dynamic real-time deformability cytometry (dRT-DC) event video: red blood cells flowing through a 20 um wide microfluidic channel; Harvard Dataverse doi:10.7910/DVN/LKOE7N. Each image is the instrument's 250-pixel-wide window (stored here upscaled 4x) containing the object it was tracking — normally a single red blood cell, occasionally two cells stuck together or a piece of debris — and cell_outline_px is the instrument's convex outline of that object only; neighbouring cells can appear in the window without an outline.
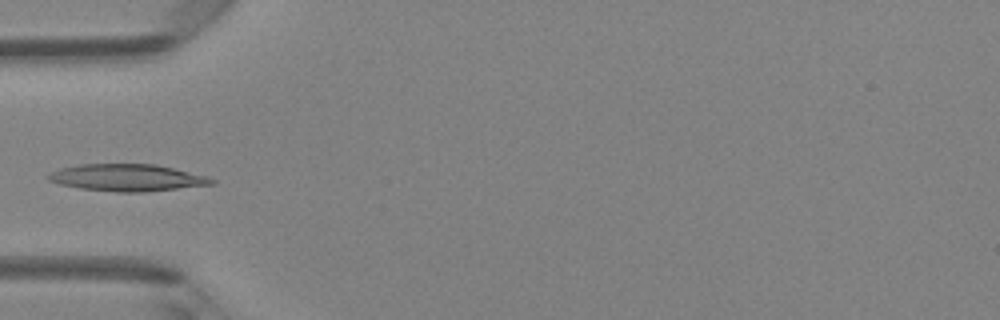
{"species": "Egyptian fruit bat (a non-hibernating species)", "species_latin": "Rousettus aegyptiacus", "temperature_condition": "room temperature", "stored_images_in_passage": 33, "camera_frame_rate_fps": 3000, "um_per_image_px": 0.085, "animal": {"sex": "female"}, "frame": {"image": 1, "passage_image": 1, "time_ms": 0.0, "image_size_px": [1000, 320], "cell_outline_px": [[216, 184], [144, 192], [116, 192], [80, 188], [60, 184], [48, 180], [44, 176], [60, 168], [80, 164], [156, 164], [208, 176], [216, 180]], "centroid_in_image_um": [10.83, 15.1], "position_along_channel_um": 74.2, "area_um2": 25.78}}
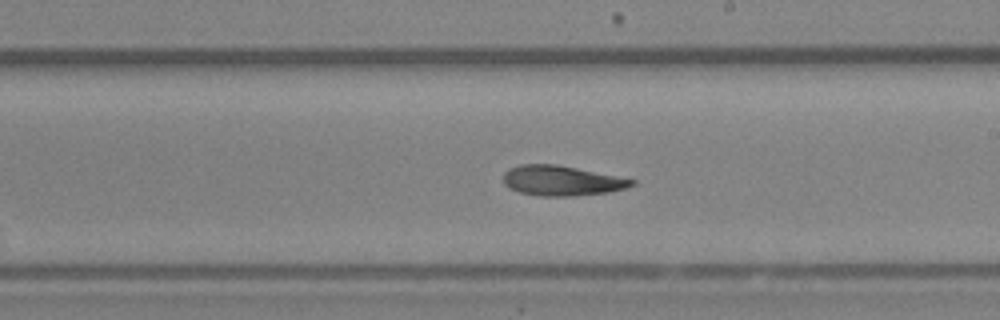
{"frame": {"image": 2, "passage_image": 13, "time_ms": 4.0, "image_size_px": [1000, 320], "cell_outline_px": [[636, 184], [624, 188], [608, 192], [572, 196], [540, 196], [520, 192], [508, 188], [504, 184], [504, 172], [508, 168], [520, 164], [556, 164], [636, 180]], "centroid_in_image_um": [47.7, 15.35], "position_along_channel_um": 241.3, "area_um2": 22.37}}
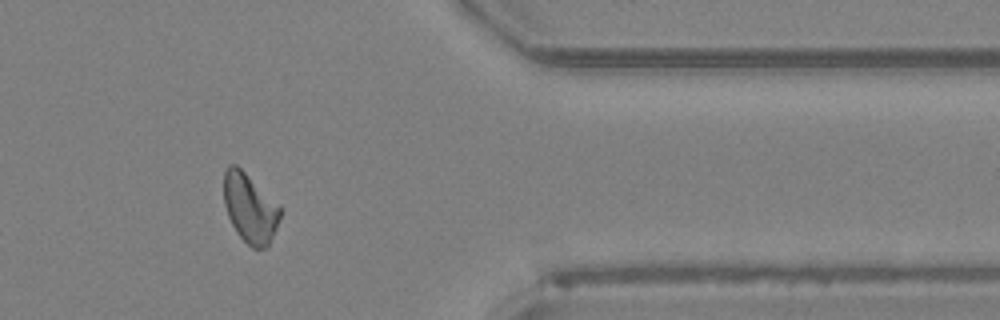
{"frame": {"image": 3, "passage_image": 25, "time_ms": 8.0, "image_size_px": [1000, 320], "cell_outline_px": [[280, 216], [276, 228], [268, 248], [252, 248], [236, 232], [228, 216], [224, 204], [224, 172], [228, 164], [236, 164], [280, 204]], "centroid_in_image_um": [21.25, 17.68], "position_along_channel_um": 390.2, "area_um2": 22.77}}